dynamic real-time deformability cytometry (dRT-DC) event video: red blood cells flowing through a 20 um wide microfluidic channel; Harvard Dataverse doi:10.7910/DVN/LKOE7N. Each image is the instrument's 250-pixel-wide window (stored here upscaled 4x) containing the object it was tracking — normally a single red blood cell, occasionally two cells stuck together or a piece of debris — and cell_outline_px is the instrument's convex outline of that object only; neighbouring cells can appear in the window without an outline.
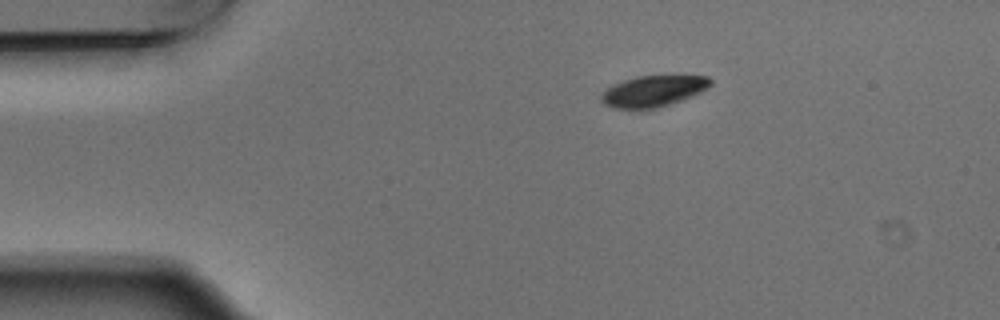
{"species": "Egyptian fruit bat (a non-hibernating species)", "species_latin": "Rousettus aegyptiacus", "temperature_condition": "warm", "stored_images_in_passage": 3, "segment_of_instrument_passage": [1, 2], "camera_frame_rate_fps": 3000, "um_per_image_px": 0.085, "animal": {"sex": "male"}, "frame": {"image": 1, "passage_image": 1, "time_ms": 0.0, "image_size_px": [1000, 320], "cell_outline_px": [[712, 84], [700, 92], [692, 96], [656, 108], [616, 108], [604, 104], [600, 100], [600, 92], [612, 84], [636, 76], [708, 76], [712, 80]], "centroid_in_image_um": [55.48, 7.73], "position_along_channel_um": 29.5, "area_um2": 19.65}}